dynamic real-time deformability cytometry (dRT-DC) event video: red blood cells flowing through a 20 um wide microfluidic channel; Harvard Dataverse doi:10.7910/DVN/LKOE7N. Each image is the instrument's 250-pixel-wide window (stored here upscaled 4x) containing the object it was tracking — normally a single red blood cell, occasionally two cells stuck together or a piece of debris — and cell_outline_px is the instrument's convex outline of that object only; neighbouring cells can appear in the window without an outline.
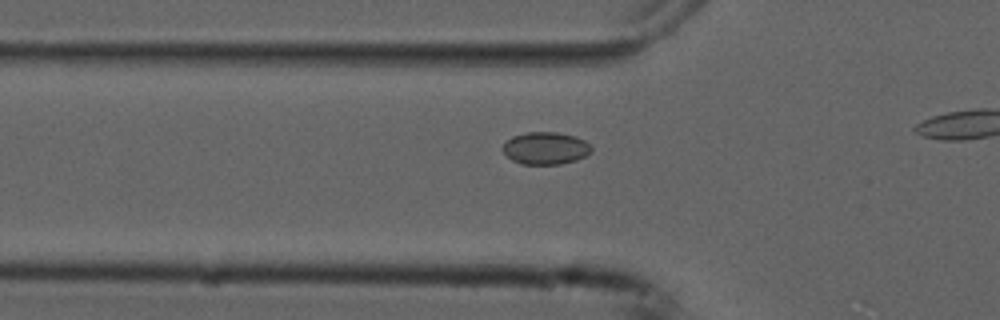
{"species": "common noctule bat (a hibernating species)", "species_latin": "Nyctalus noctula", "temperature_condition": "cold", "stored_images_in_passage": 23, "camera_frame_rate_fps": 3000, "um_per_image_px": 0.085, "animal": {"sex": "male", "forearm_length_mm": 52.5}, "frame": {"image": 1, "passage_image": 14, "time_ms": 4.333, "image_size_px": [1000, 320], "cell_outline_px": [[592, 152], [576, 160], [560, 164], [520, 164], [512, 160], [500, 148], [512, 136], [528, 132], [556, 132], [576, 136], [584, 140], [592, 148]], "centroid_in_image_um": [46.37, 12.6], "position_along_channel_um": 79.4, "area_um2": 16.7}}
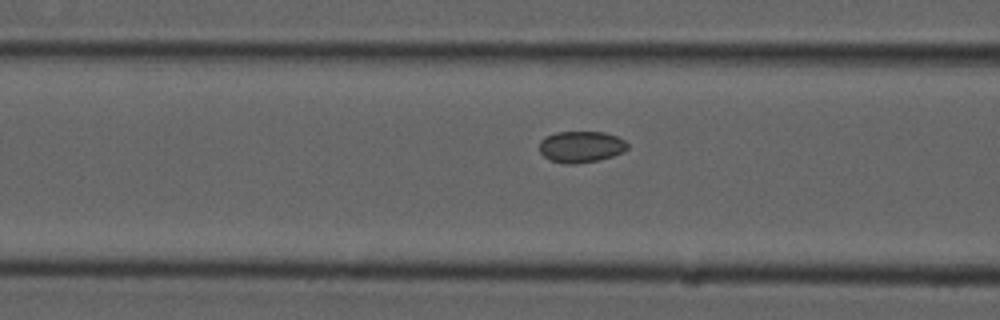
{"frame": {"image": 2, "passage_image": 17, "time_ms": 5.333, "image_size_px": [1000, 320], "cell_outline_px": [[628, 148], [624, 152], [612, 156], [596, 160], [576, 164], [564, 164], [552, 160], [544, 156], [540, 152], [540, 140], [544, 136], [556, 132], [604, 132], [616, 136], [624, 140], [628, 144]], "centroid_in_image_um": [49.38, 12.47], "position_along_channel_um": 117.2, "area_um2": 16.13}}
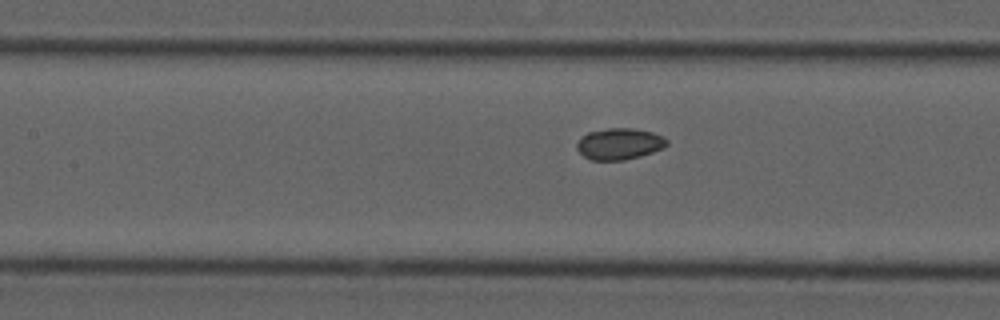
{"frame": {"image": 3, "passage_image": 20, "time_ms": 6.333, "image_size_px": [1000, 320], "cell_outline_px": [[668, 144], [664, 148], [640, 156], [624, 160], [592, 160], [584, 156], [576, 148], [576, 144], [588, 132], [608, 128], [632, 128], [652, 132], [664, 136], [668, 140]], "centroid_in_image_um": [52.68, 12.22], "position_along_channel_um": 154.7, "area_um2": 16.42}}